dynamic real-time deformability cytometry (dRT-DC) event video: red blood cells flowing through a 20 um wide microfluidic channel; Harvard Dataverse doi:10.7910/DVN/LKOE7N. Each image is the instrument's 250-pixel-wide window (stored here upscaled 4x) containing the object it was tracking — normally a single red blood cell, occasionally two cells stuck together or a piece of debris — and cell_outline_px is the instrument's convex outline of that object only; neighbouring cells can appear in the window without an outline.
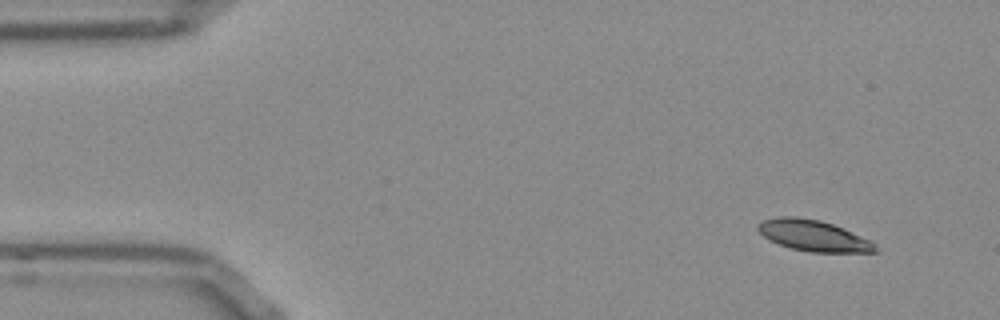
{"species": "Egyptian fruit bat (a non-hibernating species)", "species_latin": "Rousettus aegyptiacus", "temperature_condition": "room temperature", "stored_images_in_passage": 49, "camera_frame_rate_fps": 3000, "um_per_image_px": 0.085, "frame": {"image": 1, "passage_image": 1, "time_ms": 0.0, "image_size_px": [1000, 320], "cell_outline_px": [[876, 252], [812, 252], [792, 248], [780, 244], [764, 236], [756, 228], [764, 220], [780, 216], [796, 216], [820, 220], [832, 224], [872, 240], [876, 244]], "centroid_in_image_um": [69.18, 20.02], "position_along_channel_um": 15.8, "area_um2": 20.92}}
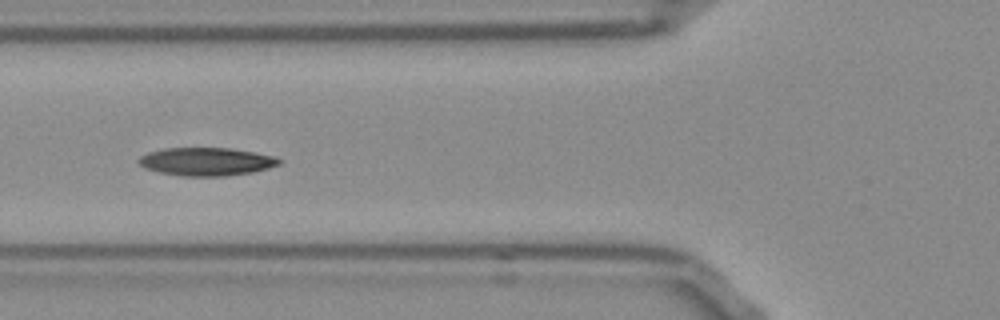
{"frame": {"image": 2, "passage_image": 16, "time_ms": 5.0, "image_size_px": [1000, 320], "cell_outline_px": [[284, 160], [280, 164], [268, 168], [252, 172], [224, 176], [184, 176], [160, 172], [144, 168], [136, 160], [140, 156], [148, 152], [164, 148], [232, 148], [272, 156]], "centroid_in_image_um": [17.52, 13.73], "position_along_channel_um": 108.3, "area_um2": 22.95}}
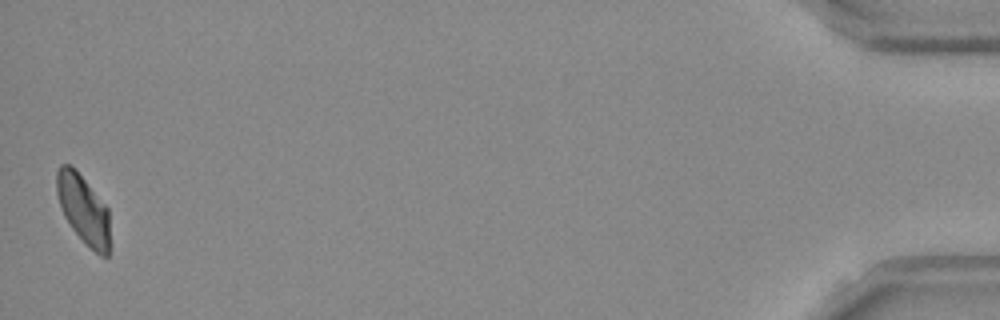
{"frame": {"image": 3, "passage_image": 49, "time_ms": 16.0, "image_size_px": [1000, 320], "cell_outline_px": [[108, 256], [100, 256], [72, 228], [64, 216], [56, 192], [56, 172], [60, 164], [72, 164], [108, 208]], "centroid_in_image_um": [7.05, 17.71], "position_along_channel_um": 428.2, "area_um2": 20.92}, "authors_computed_cell_mechanics": {"area_um2": 22.3108, "velocity_mm_per_s": 3.7978, "shape_relaxation_time_tau1_ms": 4.1581, "shape_relaxation_time_tau2_ms": null, "deformation_change_tau1": 0.1141, "deformation_change_tau2": null}}